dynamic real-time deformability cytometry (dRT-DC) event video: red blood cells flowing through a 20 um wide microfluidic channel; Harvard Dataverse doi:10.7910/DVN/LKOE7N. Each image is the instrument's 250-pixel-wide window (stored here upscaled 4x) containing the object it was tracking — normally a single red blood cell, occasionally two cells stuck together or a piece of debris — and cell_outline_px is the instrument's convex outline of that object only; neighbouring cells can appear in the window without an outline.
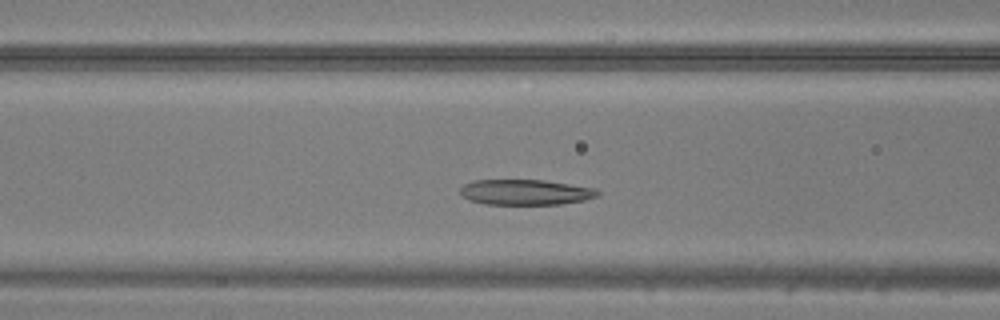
{"species": "common noctule bat (a hibernating species)", "species_latin": "Nyctalus noctula", "temperature_condition": "warm", "stored_images_in_passage": 42, "camera_frame_rate_fps": 3000, "um_per_image_px": 0.085, "animal": {"sex": "male", "body_mass_g": 20.5, "forearm_length_mm": 52.5}, "frame": {"image": 1, "passage_image": 12, "time_ms": 3.667, "image_size_px": [1000, 320], "cell_outline_px": [[600, 192], [596, 196], [584, 200], [560, 204], [484, 204], [468, 200], [460, 192], [460, 188], [464, 184], [472, 180], [544, 180], [596, 188]], "centroid_in_image_um": [44.64, 16.33], "position_along_channel_um": 122.0, "area_um2": 20.35}}
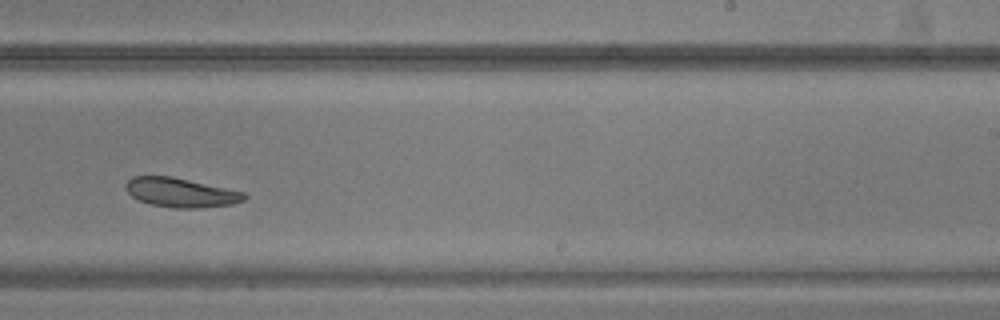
{"frame": {"image": 2, "passage_image": 23, "time_ms": 7.333, "image_size_px": [1000, 320], "cell_outline_px": [[248, 196], [244, 200], [232, 204], [200, 208], [172, 208], [152, 204], [140, 200], [132, 196], [128, 192], [124, 184], [132, 176], [172, 176], [244, 192]], "centroid_in_image_um": [15.37, 16.36], "position_along_channel_um": 273.6, "area_um2": 20.11}}
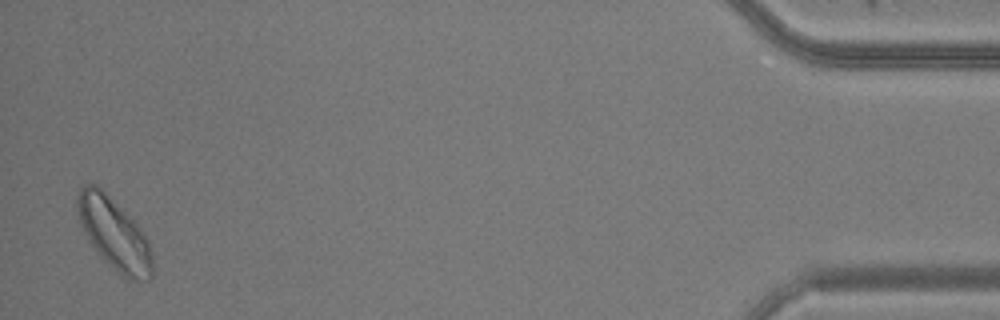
{"frame": {"image": 3, "passage_image": 40, "time_ms": 13.0, "image_size_px": [1000, 320], "cell_outline_px": [[152, 276], [148, 280], [128, 280], [116, 272], [100, 256], [92, 244], [80, 224], [76, 208], [76, 200], [80, 188], [84, 184], [96, 184], [140, 228], [148, 240], [152, 256]], "centroid_in_image_um": [9.69, 19.91], "position_along_channel_um": 425.5, "area_um2": 30.81}}